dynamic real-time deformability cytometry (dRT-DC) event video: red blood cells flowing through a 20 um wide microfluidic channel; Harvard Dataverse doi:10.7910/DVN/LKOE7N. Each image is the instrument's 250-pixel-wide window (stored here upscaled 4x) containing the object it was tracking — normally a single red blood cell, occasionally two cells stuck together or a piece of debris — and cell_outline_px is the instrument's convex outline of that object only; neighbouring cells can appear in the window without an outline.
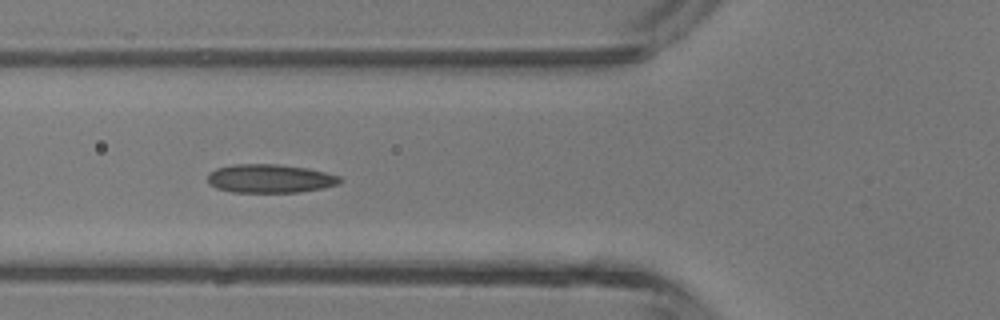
{"species": "common noctule bat (a hibernating species)", "species_latin": "Nyctalus noctula", "temperature_condition": "room temperature", "stored_images_in_passage": 4, "camera_frame_rate_fps": 3000, "um_per_image_px": 0.085, "animal": {"sex": "male", "body_mass_g": 13.3}, "frame": {"image": 1, "passage_image": 3, "time_ms": 3.333, "image_size_px": [1000, 320], "cell_outline_px": [[344, 180], [340, 184], [324, 188], [300, 192], [232, 192], [216, 188], [208, 184], [208, 172], [216, 168], [232, 164], [276, 164], [308, 168], [340, 176]], "centroid_in_image_um": [22.95, 15.18], "position_along_channel_um": 102.8, "area_um2": 22.31}}
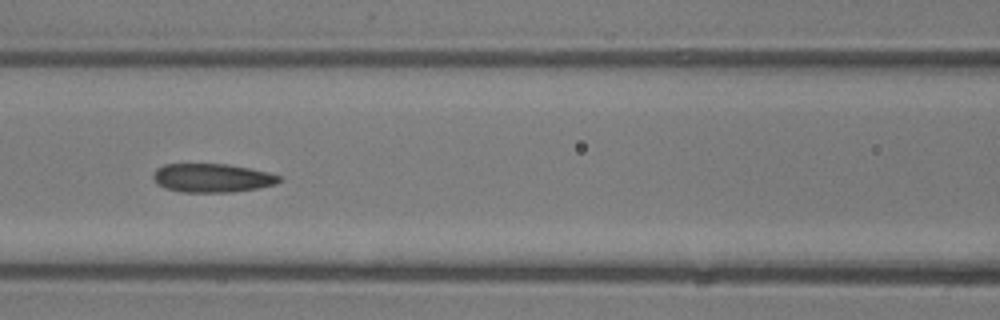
{"frame": {"image": 2, "passage_image": 4, "time_ms": 4.333, "image_size_px": [1000, 320], "cell_outline_px": [[280, 180], [276, 184], [256, 188], [232, 192], [180, 192], [164, 188], [156, 184], [152, 176], [156, 168], [164, 164], [228, 164], [268, 172], [280, 176]], "centroid_in_image_um": [17.97, 15.12], "position_along_channel_um": 148.6, "area_um2": 21.1}}